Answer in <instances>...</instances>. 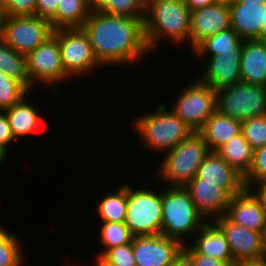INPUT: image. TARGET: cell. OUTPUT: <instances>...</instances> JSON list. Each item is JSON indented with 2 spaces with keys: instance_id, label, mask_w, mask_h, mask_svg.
<instances>
[{
  "instance_id": "obj_1",
  "label": "cell",
  "mask_w": 266,
  "mask_h": 266,
  "mask_svg": "<svg viewBox=\"0 0 266 266\" xmlns=\"http://www.w3.org/2000/svg\"><path fill=\"white\" fill-rule=\"evenodd\" d=\"M143 19L91 11L80 28L87 35L95 58L104 68L122 66L123 69V66L142 62L150 53Z\"/></svg>"
},
{
  "instance_id": "obj_2",
  "label": "cell",
  "mask_w": 266,
  "mask_h": 266,
  "mask_svg": "<svg viewBox=\"0 0 266 266\" xmlns=\"http://www.w3.org/2000/svg\"><path fill=\"white\" fill-rule=\"evenodd\" d=\"M190 20L191 10L184 0H147L143 24L150 54L159 49L164 40L170 41L172 46L189 44Z\"/></svg>"
},
{
  "instance_id": "obj_3",
  "label": "cell",
  "mask_w": 266,
  "mask_h": 266,
  "mask_svg": "<svg viewBox=\"0 0 266 266\" xmlns=\"http://www.w3.org/2000/svg\"><path fill=\"white\" fill-rule=\"evenodd\" d=\"M169 106L160 101L148 114L136 117L132 122L137 137L144 147L160 154L167 153L188 138L194 131L183 122Z\"/></svg>"
},
{
  "instance_id": "obj_4",
  "label": "cell",
  "mask_w": 266,
  "mask_h": 266,
  "mask_svg": "<svg viewBox=\"0 0 266 266\" xmlns=\"http://www.w3.org/2000/svg\"><path fill=\"white\" fill-rule=\"evenodd\" d=\"M166 188V189H165ZM162 189V222L160 234L187 244L208 222L197 210L190 193L182 186ZM186 239V240H185Z\"/></svg>"
},
{
  "instance_id": "obj_5",
  "label": "cell",
  "mask_w": 266,
  "mask_h": 266,
  "mask_svg": "<svg viewBox=\"0 0 266 266\" xmlns=\"http://www.w3.org/2000/svg\"><path fill=\"white\" fill-rule=\"evenodd\" d=\"M210 150L198 132H193L188 138L170 149L161 158L157 178L168 186L185 187L197 174L199 166ZM161 177V178H160Z\"/></svg>"
},
{
  "instance_id": "obj_6",
  "label": "cell",
  "mask_w": 266,
  "mask_h": 266,
  "mask_svg": "<svg viewBox=\"0 0 266 266\" xmlns=\"http://www.w3.org/2000/svg\"><path fill=\"white\" fill-rule=\"evenodd\" d=\"M127 184V209L125 224L134 236H154L161 232L162 189L151 185ZM149 186V187H148Z\"/></svg>"
},
{
  "instance_id": "obj_7",
  "label": "cell",
  "mask_w": 266,
  "mask_h": 266,
  "mask_svg": "<svg viewBox=\"0 0 266 266\" xmlns=\"http://www.w3.org/2000/svg\"><path fill=\"white\" fill-rule=\"evenodd\" d=\"M216 109L233 119L244 121L266 115V87L238 82L216 91Z\"/></svg>"
},
{
  "instance_id": "obj_8",
  "label": "cell",
  "mask_w": 266,
  "mask_h": 266,
  "mask_svg": "<svg viewBox=\"0 0 266 266\" xmlns=\"http://www.w3.org/2000/svg\"><path fill=\"white\" fill-rule=\"evenodd\" d=\"M53 34L59 41L64 71L70 78H84L97 68L102 69L103 66L95 58L89 39L81 28L57 29Z\"/></svg>"
},
{
  "instance_id": "obj_9",
  "label": "cell",
  "mask_w": 266,
  "mask_h": 266,
  "mask_svg": "<svg viewBox=\"0 0 266 266\" xmlns=\"http://www.w3.org/2000/svg\"><path fill=\"white\" fill-rule=\"evenodd\" d=\"M26 59L31 82L35 86H46L47 89L52 86V94L58 92L57 87L61 83L71 79L64 71L59 41L54 34L30 51Z\"/></svg>"
},
{
  "instance_id": "obj_10",
  "label": "cell",
  "mask_w": 266,
  "mask_h": 266,
  "mask_svg": "<svg viewBox=\"0 0 266 266\" xmlns=\"http://www.w3.org/2000/svg\"><path fill=\"white\" fill-rule=\"evenodd\" d=\"M169 109L194 132H198L216 110V91L197 79L182 88Z\"/></svg>"
},
{
  "instance_id": "obj_11",
  "label": "cell",
  "mask_w": 266,
  "mask_h": 266,
  "mask_svg": "<svg viewBox=\"0 0 266 266\" xmlns=\"http://www.w3.org/2000/svg\"><path fill=\"white\" fill-rule=\"evenodd\" d=\"M50 21L37 16H8L2 41L27 55L53 34Z\"/></svg>"
},
{
  "instance_id": "obj_12",
  "label": "cell",
  "mask_w": 266,
  "mask_h": 266,
  "mask_svg": "<svg viewBox=\"0 0 266 266\" xmlns=\"http://www.w3.org/2000/svg\"><path fill=\"white\" fill-rule=\"evenodd\" d=\"M184 245L161 234L134 236L132 250L136 266H172Z\"/></svg>"
},
{
  "instance_id": "obj_13",
  "label": "cell",
  "mask_w": 266,
  "mask_h": 266,
  "mask_svg": "<svg viewBox=\"0 0 266 266\" xmlns=\"http://www.w3.org/2000/svg\"><path fill=\"white\" fill-rule=\"evenodd\" d=\"M213 222L226 236L234 265L264 257L263 233L234 224L224 215L215 218Z\"/></svg>"
},
{
  "instance_id": "obj_14",
  "label": "cell",
  "mask_w": 266,
  "mask_h": 266,
  "mask_svg": "<svg viewBox=\"0 0 266 266\" xmlns=\"http://www.w3.org/2000/svg\"><path fill=\"white\" fill-rule=\"evenodd\" d=\"M241 55L242 48H234V52L221 53V55L211 57H200V61H205V68L203 67L204 70L203 72L201 71L200 75H196L197 79L204 84H208L215 91L241 82Z\"/></svg>"
},
{
  "instance_id": "obj_15",
  "label": "cell",
  "mask_w": 266,
  "mask_h": 266,
  "mask_svg": "<svg viewBox=\"0 0 266 266\" xmlns=\"http://www.w3.org/2000/svg\"><path fill=\"white\" fill-rule=\"evenodd\" d=\"M231 27L227 4L213 3L191 11L189 47L192 50L205 38Z\"/></svg>"
},
{
  "instance_id": "obj_16",
  "label": "cell",
  "mask_w": 266,
  "mask_h": 266,
  "mask_svg": "<svg viewBox=\"0 0 266 266\" xmlns=\"http://www.w3.org/2000/svg\"><path fill=\"white\" fill-rule=\"evenodd\" d=\"M185 188L207 221L223 216L233 197L220 183L202 182L201 178H193Z\"/></svg>"
},
{
  "instance_id": "obj_17",
  "label": "cell",
  "mask_w": 266,
  "mask_h": 266,
  "mask_svg": "<svg viewBox=\"0 0 266 266\" xmlns=\"http://www.w3.org/2000/svg\"><path fill=\"white\" fill-rule=\"evenodd\" d=\"M229 8L231 28L242 40H266L265 3H233Z\"/></svg>"
},
{
  "instance_id": "obj_18",
  "label": "cell",
  "mask_w": 266,
  "mask_h": 266,
  "mask_svg": "<svg viewBox=\"0 0 266 266\" xmlns=\"http://www.w3.org/2000/svg\"><path fill=\"white\" fill-rule=\"evenodd\" d=\"M224 216L230 222L256 232L263 233L266 226V212L260 201L246 188L232 197Z\"/></svg>"
},
{
  "instance_id": "obj_19",
  "label": "cell",
  "mask_w": 266,
  "mask_h": 266,
  "mask_svg": "<svg viewBox=\"0 0 266 266\" xmlns=\"http://www.w3.org/2000/svg\"><path fill=\"white\" fill-rule=\"evenodd\" d=\"M194 178H201L202 182L220 183L232 196L245 189L243 176L213 151L205 157Z\"/></svg>"
},
{
  "instance_id": "obj_20",
  "label": "cell",
  "mask_w": 266,
  "mask_h": 266,
  "mask_svg": "<svg viewBox=\"0 0 266 266\" xmlns=\"http://www.w3.org/2000/svg\"><path fill=\"white\" fill-rule=\"evenodd\" d=\"M241 81L266 87V40H243Z\"/></svg>"
},
{
  "instance_id": "obj_21",
  "label": "cell",
  "mask_w": 266,
  "mask_h": 266,
  "mask_svg": "<svg viewBox=\"0 0 266 266\" xmlns=\"http://www.w3.org/2000/svg\"><path fill=\"white\" fill-rule=\"evenodd\" d=\"M189 245L199 254L220 261L234 262L225 234L213 222L208 221L193 237Z\"/></svg>"
},
{
  "instance_id": "obj_22",
  "label": "cell",
  "mask_w": 266,
  "mask_h": 266,
  "mask_svg": "<svg viewBox=\"0 0 266 266\" xmlns=\"http://www.w3.org/2000/svg\"><path fill=\"white\" fill-rule=\"evenodd\" d=\"M29 94L30 92L18 103L3 110L7 116L11 133L16 141L33 135L37 128L39 129L42 125V117H40L39 110L27 100Z\"/></svg>"
},
{
  "instance_id": "obj_23",
  "label": "cell",
  "mask_w": 266,
  "mask_h": 266,
  "mask_svg": "<svg viewBox=\"0 0 266 266\" xmlns=\"http://www.w3.org/2000/svg\"><path fill=\"white\" fill-rule=\"evenodd\" d=\"M198 133L205 140L209 150L216 152L231 138L241 133V121L224 115L216 109Z\"/></svg>"
},
{
  "instance_id": "obj_24",
  "label": "cell",
  "mask_w": 266,
  "mask_h": 266,
  "mask_svg": "<svg viewBox=\"0 0 266 266\" xmlns=\"http://www.w3.org/2000/svg\"><path fill=\"white\" fill-rule=\"evenodd\" d=\"M91 13L89 0H60L56 15L50 20L53 30L80 28Z\"/></svg>"
},
{
  "instance_id": "obj_25",
  "label": "cell",
  "mask_w": 266,
  "mask_h": 266,
  "mask_svg": "<svg viewBox=\"0 0 266 266\" xmlns=\"http://www.w3.org/2000/svg\"><path fill=\"white\" fill-rule=\"evenodd\" d=\"M216 153L243 177L248 173L253 162V149L242 132L222 145Z\"/></svg>"
},
{
  "instance_id": "obj_26",
  "label": "cell",
  "mask_w": 266,
  "mask_h": 266,
  "mask_svg": "<svg viewBox=\"0 0 266 266\" xmlns=\"http://www.w3.org/2000/svg\"><path fill=\"white\" fill-rule=\"evenodd\" d=\"M0 70L23 85L29 92L36 86L31 82L26 55L16 52L0 40Z\"/></svg>"
},
{
  "instance_id": "obj_27",
  "label": "cell",
  "mask_w": 266,
  "mask_h": 266,
  "mask_svg": "<svg viewBox=\"0 0 266 266\" xmlns=\"http://www.w3.org/2000/svg\"><path fill=\"white\" fill-rule=\"evenodd\" d=\"M101 199V200H100ZM98 199L96 213L101 222H125L127 209V183L120 184L117 191L111 190Z\"/></svg>"
},
{
  "instance_id": "obj_28",
  "label": "cell",
  "mask_w": 266,
  "mask_h": 266,
  "mask_svg": "<svg viewBox=\"0 0 266 266\" xmlns=\"http://www.w3.org/2000/svg\"><path fill=\"white\" fill-rule=\"evenodd\" d=\"M234 48H243V40L231 27L213 36L205 38L194 49L196 57H211L221 53L234 52Z\"/></svg>"
},
{
  "instance_id": "obj_29",
  "label": "cell",
  "mask_w": 266,
  "mask_h": 266,
  "mask_svg": "<svg viewBox=\"0 0 266 266\" xmlns=\"http://www.w3.org/2000/svg\"><path fill=\"white\" fill-rule=\"evenodd\" d=\"M147 0H93L91 11L114 16L144 17Z\"/></svg>"
},
{
  "instance_id": "obj_30",
  "label": "cell",
  "mask_w": 266,
  "mask_h": 266,
  "mask_svg": "<svg viewBox=\"0 0 266 266\" xmlns=\"http://www.w3.org/2000/svg\"><path fill=\"white\" fill-rule=\"evenodd\" d=\"M99 229L97 236L99 235V243L103 250H100L101 253L99 252L95 257H101L108 249L131 243L134 239V235L125 222H101Z\"/></svg>"
},
{
  "instance_id": "obj_31",
  "label": "cell",
  "mask_w": 266,
  "mask_h": 266,
  "mask_svg": "<svg viewBox=\"0 0 266 266\" xmlns=\"http://www.w3.org/2000/svg\"><path fill=\"white\" fill-rule=\"evenodd\" d=\"M29 91L0 70V111L18 103Z\"/></svg>"
},
{
  "instance_id": "obj_32",
  "label": "cell",
  "mask_w": 266,
  "mask_h": 266,
  "mask_svg": "<svg viewBox=\"0 0 266 266\" xmlns=\"http://www.w3.org/2000/svg\"><path fill=\"white\" fill-rule=\"evenodd\" d=\"M241 132L251 148L266 145V115L252 117L241 122Z\"/></svg>"
},
{
  "instance_id": "obj_33",
  "label": "cell",
  "mask_w": 266,
  "mask_h": 266,
  "mask_svg": "<svg viewBox=\"0 0 266 266\" xmlns=\"http://www.w3.org/2000/svg\"><path fill=\"white\" fill-rule=\"evenodd\" d=\"M10 232L0 241V266H23L24 254L19 237Z\"/></svg>"
},
{
  "instance_id": "obj_34",
  "label": "cell",
  "mask_w": 266,
  "mask_h": 266,
  "mask_svg": "<svg viewBox=\"0 0 266 266\" xmlns=\"http://www.w3.org/2000/svg\"><path fill=\"white\" fill-rule=\"evenodd\" d=\"M266 180V145L253 150V162L248 173L243 177L245 188Z\"/></svg>"
},
{
  "instance_id": "obj_35",
  "label": "cell",
  "mask_w": 266,
  "mask_h": 266,
  "mask_svg": "<svg viewBox=\"0 0 266 266\" xmlns=\"http://www.w3.org/2000/svg\"><path fill=\"white\" fill-rule=\"evenodd\" d=\"M100 258L110 266H136L132 242L108 249Z\"/></svg>"
},
{
  "instance_id": "obj_36",
  "label": "cell",
  "mask_w": 266,
  "mask_h": 266,
  "mask_svg": "<svg viewBox=\"0 0 266 266\" xmlns=\"http://www.w3.org/2000/svg\"><path fill=\"white\" fill-rule=\"evenodd\" d=\"M8 16H34L37 0H0Z\"/></svg>"
},
{
  "instance_id": "obj_37",
  "label": "cell",
  "mask_w": 266,
  "mask_h": 266,
  "mask_svg": "<svg viewBox=\"0 0 266 266\" xmlns=\"http://www.w3.org/2000/svg\"><path fill=\"white\" fill-rule=\"evenodd\" d=\"M183 250L193 259L195 266H235L234 262H225L199 255L188 243L184 245Z\"/></svg>"
},
{
  "instance_id": "obj_38",
  "label": "cell",
  "mask_w": 266,
  "mask_h": 266,
  "mask_svg": "<svg viewBox=\"0 0 266 266\" xmlns=\"http://www.w3.org/2000/svg\"><path fill=\"white\" fill-rule=\"evenodd\" d=\"M15 139L11 133L10 125L7 116L3 111H0V148L9 156V147L12 143L15 144ZM9 149V150H8Z\"/></svg>"
},
{
  "instance_id": "obj_39",
  "label": "cell",
  "mask_w": 266,
  "mask_h": 266,
  "mask_svg": "<svg viewBox=\"0 0 266 266\" xmlns=\"http://www.w3.org/2000/svg\"><path fill=\"white\" fill-rule=\"evenodd\" d=\"M59 1L60 0H37L35 16L50 21L56 15Z\"/></svg>"
},
{
  "instance_id": "obj_40",
  "label": "cell",
  "mask_w": 266,
  "mask_h": 266,
  "mask_svg": "<svg viewBox=\"0 0 266 266\" xmlns=\"http://www.w3.org/2000/svg\"><path fill=\"white\" fill-rule=\"evenodd\" d=\"M248 189L260 201L262 208L266 212V180L254 183Z\"/></svg>"
},
{
  "instance_id": "obj_41",
  "label": "cell",
  "mask_w": 266,
  "mask_h": 266,
  "mask_svg": "<svg viewBox=\"0 0 266 266\" xmlns=\"http://www.w3.org/2000/svg\"><path fill=\"white\" fill-rule=\"evenodd\" d=\"M172 266H195L193 259L182 250L181 253L175 258Z\"/></svg>"
},
{
  "instance_id": "obj_42",
  "label": "cell",
  "mask_w": 266,
  "mask_h": 266,
  "mask_svg": "<svg viewBox=\"0 0 266 266\" xmlns=\"http://www.w3.org/2000/svg\"><path fill=\"white\" fill-rule=\"evenodd\" d=\"M215 0H184L187 7L193 11L215 3Z\"/></svg>"
},
{
  "instance_id": "obj_43",
  "label": "cell",
  "mask_w": 266,
  "mask_h": 266,
  "mask_svg": "<svg viewBox=\"0 0 266 266\" xmlns=\"http://www.w3.org/2000/svg\"><path fill=\"white\" fill-rule=\"evenodd\" d=\"M235 266H266V259L264 257L254 260L243 261Z\"/></svg>"
},
{
  "instance_id": "obj_44",
  "label": "cell",
  "mask_w": 266,
  "mask_h": 266,
  "mask_svg": "<svg viewBox=\"0 0 266 266\" xmlns=\"http://www.w3.org/2000/svg\"><path fill=\"white\" fill-rule=\"evenodd\" d=\"M7 17H8L7 12L4 9V6L2 5L0 1V40H2V37H3L4 26H5Z\"/></svg>"
},
{
  "instance_id": "obj_45",
  "label": "cell",
  "mask_w": 266,
  "mask_h": 266,
  "mask_svg": "<svg viewBox=\"0 0 266 266\" xmlns=\"http://www.w3.org/2000/svg\"><path fill=\"white\" fill-rule=\"evenodd\" d=\"M9 233L10 230L5 229V227L0 223V241L3 240Z\"/></svg>"
},
{
  "instance_id": "obj_46",
  "label": "cell",
  "mask_w": 266,
  "mask_h": 266,
  "mask_svg": "<svg viewBox=\"0 0 266 266\" xmlns=\"http://www.w3.org/2000/svg\"><path fill=\"white\" fill-rule=\"evenodd\" d=\"M94 262H96L93 266H110L105 261H103L100 257H96L94 259Z\"/></svg>"
},
{
  "instance_id": "obj_47",
  "label": "cell",
  "mask_w": 266,
  "mask_h": 266,
  "mask_svg": "<svg viewBox=\"0 0 266 266\" xmlns=\"http://www.w3.org/2000/svg\"><path fill=\"white\" fill-rule=\"evenodd\" d=\"M265 0H236L235 3H264Z\"/></svg>"
},
{
  "instance_id": "obj_48",
  "label": "cell",
  "mask_w": 266,
  "mask_h": 266,
  "mask_svg": "<svg viewBox=\"0 0 266 266\" xmlns=\"http://www.w3.org/2000/svg\"><path fill=\"white\" fill-rule=\"evenodd\" d=\"M9 156L0 148V165L3 164Z\"/></svg>"
},
{
  "instance_id": "obj_49",
  "label": "cell",
  "mask_w": 266,
  "mask_h": 266,
  "mask_svg": "<svg viewBox=\"0 0 266 266\" xmlns=\"http://www.w3.org/2000/svg\"><path fill=\"white\" fill-rule=\"evenodd\" d=\"M215 1L220 4H227V5H231L236 2V0H215Z\"/></svg>"
},
{
  "instance_id": "obj_50",
  "label": "cell",
  "mask_w": 266,
  "mask_h": 266,
  "mask_svg": "<svg viewBox=\"0 0 266 266\" xmlns=\"http://www.w3.org/2000/svg\"><path fill=\"white\" fill-rule=\"evenodd\" d=\"M263 243H264V248L266 249V226L263 232Z\"/></svg>"
},
{
  "instance_id": "obj_51",
  "label": "cell",
  "mask_w": 266,
  "mask_h": 266,
  "mask_svg": "<svg viewBox=\"0 0 266 266\" xmlns=\"http://www.w3.org/2000/svg\"><path fill=\"white\" fill-rule=\"evenodd\" d=\"M64 266H77V265H73L71 263L70 264L68 263L67 265L64 264Z\"/></svg>"
}]
</instances>
